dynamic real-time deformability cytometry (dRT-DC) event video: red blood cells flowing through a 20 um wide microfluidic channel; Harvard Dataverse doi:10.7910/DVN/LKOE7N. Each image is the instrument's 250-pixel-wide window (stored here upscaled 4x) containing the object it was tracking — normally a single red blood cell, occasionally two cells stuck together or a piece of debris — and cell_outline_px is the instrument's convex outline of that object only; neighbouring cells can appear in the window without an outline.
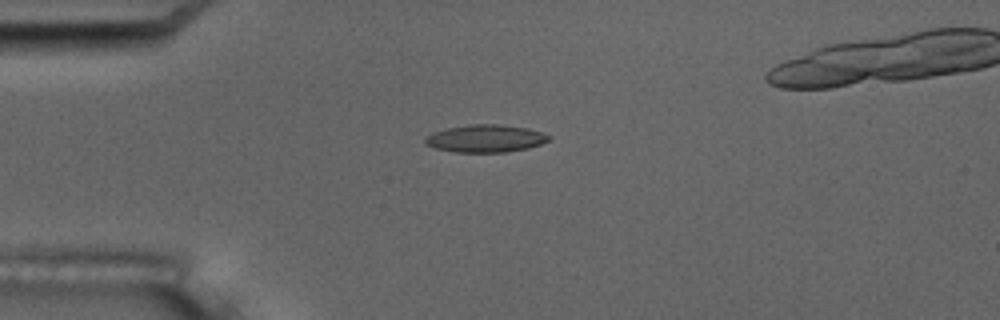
{"species": "common noctule bat (a hibernating species)", "species_latin": "Nyctalus noctula", "temperature_condition": "room temperature", "stored_images_in_passage": 8, "camera_frame_rate_fps": 3000, "um_per_image_px": 0.085, "animal": {"sex": "male", "body_mass_g": 17.5, "forearm_length_mm": 52.3}, "frame": {"image": 1, "passage_image": 5, "time_ms": 4.667, "image_size_px": [1000, 320], "cell_outline_px": [[552, 136], [548, 140], [540, 144], [528, 148], [504, 152], [452, 152], [436, 148], [424, 144], [424, 136], [432, 132], [448, 128], [468, 124], [500, 124], [528, 128], [544, 132]], "centroid_in_image_um": [41.25, 11.76], "position_along_channel_um": 43.8, "area_um2": 20.06}}